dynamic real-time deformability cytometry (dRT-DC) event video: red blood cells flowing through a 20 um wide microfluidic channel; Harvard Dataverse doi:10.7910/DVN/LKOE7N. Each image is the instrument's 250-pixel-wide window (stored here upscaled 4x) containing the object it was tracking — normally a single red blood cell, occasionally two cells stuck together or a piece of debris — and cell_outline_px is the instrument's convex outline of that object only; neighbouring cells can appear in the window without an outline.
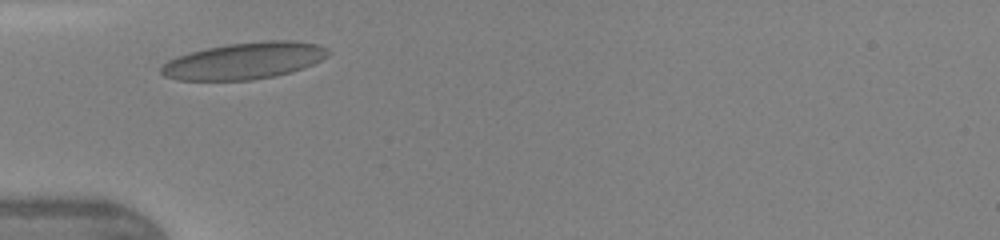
{"species": "human", "species_latin": "Homo sapiens", "temperature_condition": "warm", "stored_images_in_passage": 25, "camera_frame_rate_fps": 3000, "um_per_image_px": 0.085, "donor": {"sex": "female"}, "frame": {"image": 1, "passage_image": 1, "time_ms": 0.0, "image_size_px": [1000, 240], "cell_outline_px": [[332, 52], [328, 56], [304, 68], [292, 72], [276, 76], [252, 80], [176, 80], [164, 76], [160, 72], [160, 68], [168, 60], [176, 56], [208, 48], [228, 44], [264, 40], [292, 40], [316, 44], [328, 48]], "centroid_in_image_um": [20.79, 5.17], "position_along_channel_um": 64.2, "area_um2": 35.84}, "authors_computed_cell_mechanics": {"area_um2": 32.7148, "velocity_mm_per_s": 4.343, "shape_relaxation_time_tau1_ms": 3.2632, "shape_relaxation_time_tau2_ms": 0.7262, "deformation_change_tau1": 0.1335, "deformation_change_tau2": 0.0546}}